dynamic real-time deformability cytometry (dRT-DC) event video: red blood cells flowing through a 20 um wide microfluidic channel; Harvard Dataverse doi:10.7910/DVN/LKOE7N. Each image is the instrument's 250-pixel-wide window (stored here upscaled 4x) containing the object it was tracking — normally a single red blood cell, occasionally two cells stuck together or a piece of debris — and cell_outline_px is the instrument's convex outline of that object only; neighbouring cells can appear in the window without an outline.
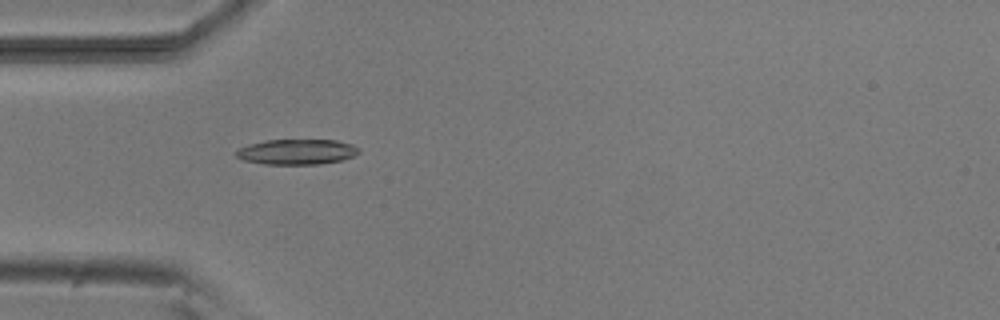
{"species": "common noctule bat (a hibernating species)", "species_latin": "Nyctalus noctula", "temperature_condition": "room temperature", "stored_images_in_passage": 6, "camera_frame_rate_fps": 3000, "um_per_image_px": 0.085, "animal": {"sex": "male", "body_mass_g": 20.5, "forearm_length_mm": 52.5}, "frame": {"image": 1, "passage_image": 2, "time_ms": 1.0, "image_size_px": [1000, 320], "cell_outline_px": [[360, 152], [352, 156], [340, 160], [320, 164], [264, 164], [244, 160], [236, 156], [236, 152], [240, 148], [248, 144], [264, 140], [336, 140], [352, 144], [360, 148]], "centroid_in_image_um": [25.23, 12.9], "position_along_channel_um": 59.8, "area_um2": 18.03}}
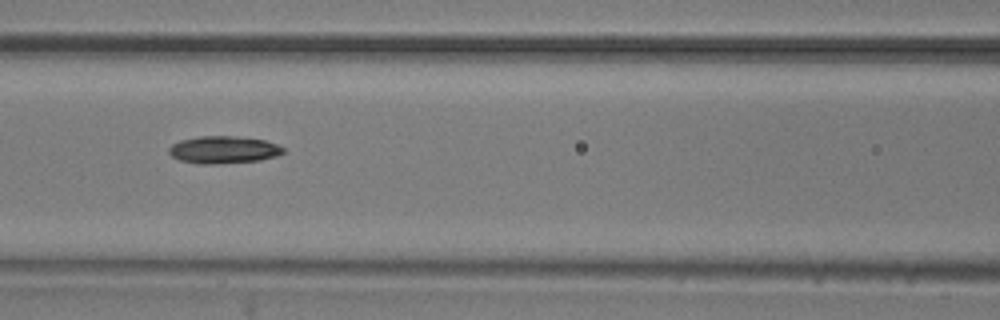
{"frame": {"image": 2, "passage_image": 4, "time_ms": 3.333, "image_size_px": [1000, 320], "cell_outline_px": [[284, 152], [276, 156], [260, 160], [208, 164], [200, 164], [180, 160], [172, 156], [168, 152], [168, 148], [172, 144], [180, 140], [200, 136], [236, 136], [264, 140], [276, 144], [284, 148]], "centroid_in_image_um": [18.98, 12.72], "position_along_channel_um": 147.6, "area_um2": 18.09}}
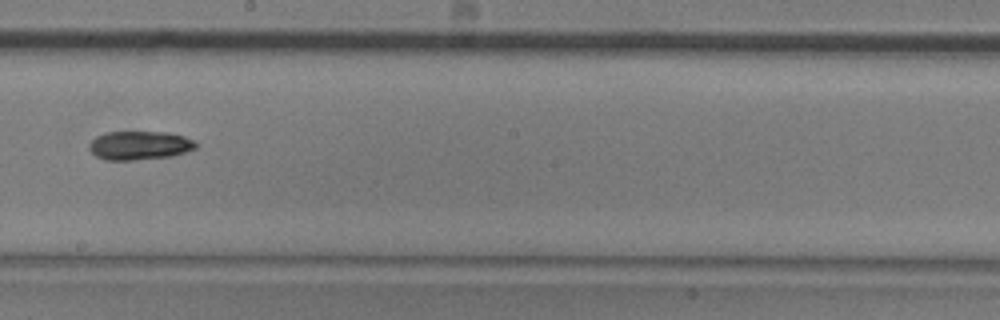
{"frame": {"image": 3, "passage_image": 6, "time_ms": 5.667, "image_size_px": [1000, 320], "cell_outline_px": [[196, 148], [172, 156], [132, 160], [108, 160], [96, 156], [88, 148], [88, 144], [96, 136], [104, 132], [168, 132], [184, 136], [192, 140], [196, 144]], "centroid_in_image_um": [11.83, 12.35], "position_along_channel_um": 236.4, "area_um2": 17.8}}